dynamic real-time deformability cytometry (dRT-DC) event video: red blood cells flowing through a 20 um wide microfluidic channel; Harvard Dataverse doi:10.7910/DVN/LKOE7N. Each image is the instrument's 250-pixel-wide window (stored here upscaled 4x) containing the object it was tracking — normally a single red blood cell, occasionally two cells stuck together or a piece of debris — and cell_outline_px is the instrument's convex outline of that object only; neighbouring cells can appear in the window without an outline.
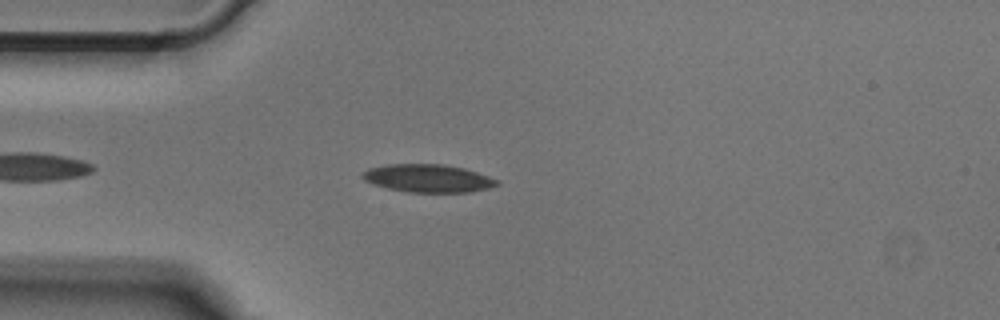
{"species": "Egyptian fruit bat (a non-hibernating species)", "species_latin": "Rousettus aegyptiacus", "temperature_condition": "cold", "stored_images_in_passage": 41, "camera_frame_rate_fps": 3000, "um_per_image_px": 0.085, "animal": {"sex": "male"}, "frame": {"image": 1, "passage_image": 6, "time_ms": 1.667, "image_size_px": [1000, 320], "cell_outline_px": [[500, 184], [488, 188], [468, 192], [408, 192], [388, 188], [372, 184], [364, 180], [360, 176], [368, 168], [388, 164], [444, 164], [464, 168], [488, 176], [496, 180]], "centroid_in_image_um": [36.34, 15.15], "position_along_channel_um": 48.7, "area_um2": 21.79}}
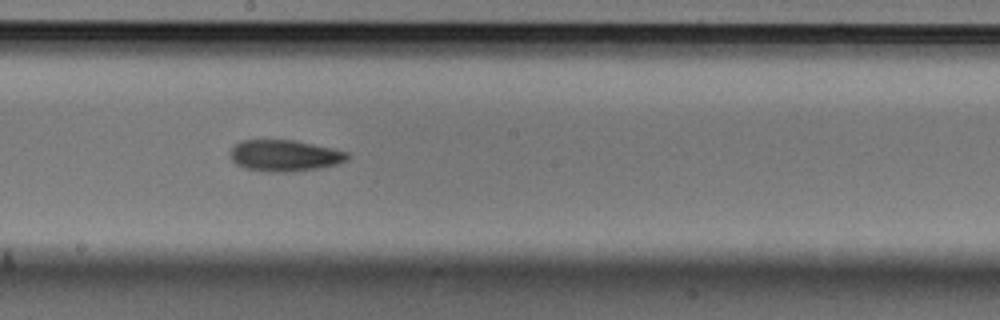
{"frame": {"image": 2, "passage_image": 20, "time_ms": 6.333, "image_size_px": [1000, 320], "cell_outline_px": [[352, 156], [348, 160], [336, 164], [320, 168], [292, 172], [264, 172], [244, 168], [236, 164], [232, 160], [228, 152], [240, 140], [292, 140], [332, 148], [348, 152]], "centroid_in_image_um": [24.19, 13.24], "position_along_channel_um": 224.0, "area_um2": 21.68}}
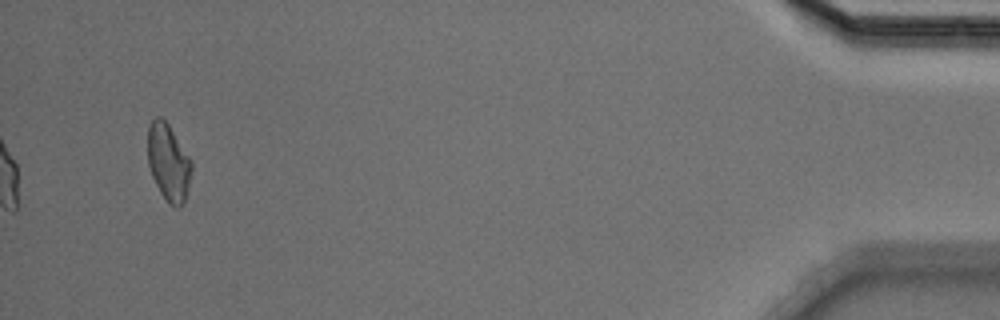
{"frame": {"image": 3, "passage_image": 41, "time_ms": 13.333, "image_size_px": [1000, 320], "cell_outline_px": [[192, 168], [188, 188], [184, 200], [180, 208], [176, 208], [168, 204], [160, 192], [152, 176], [148, 164], [148, 128], [152, 120], [156, 116], [160, 116], [168, 124], [192, 160]], "centroid_in_image_um": [14.32, 13.81], "position_along_channel_um": 420.9, "area_um2": 19.65}}